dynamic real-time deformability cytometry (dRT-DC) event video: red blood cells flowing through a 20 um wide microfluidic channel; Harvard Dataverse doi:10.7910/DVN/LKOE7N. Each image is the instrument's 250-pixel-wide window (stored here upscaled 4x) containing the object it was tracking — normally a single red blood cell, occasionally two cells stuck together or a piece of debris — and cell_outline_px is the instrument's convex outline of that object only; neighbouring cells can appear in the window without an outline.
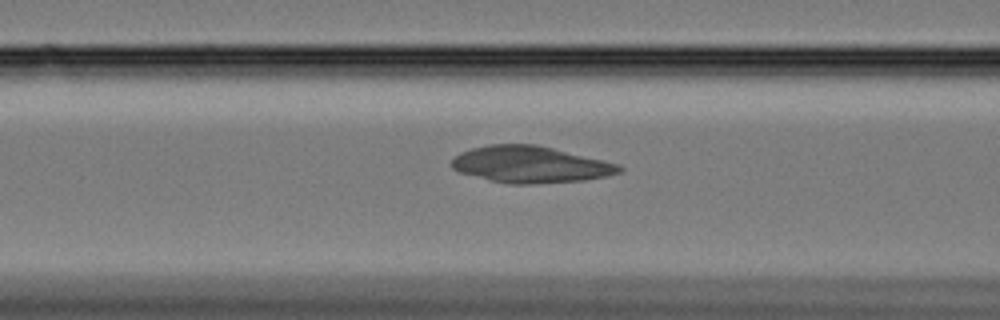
{"species": "Egyptian fruit bat (a non-hibernating species)", "species_latin": "Rousettus aegyptiacus", "temperature_condition": "cold", "stored_images_in_passage": 15, "camera_frame_rate_fps": 3000, "um_per_image_px": 0.085, "animal": {"sex": "female"}, "frame": {"image": 1, "passage_image": 13, "time_ms": 4.0, "image_size_px": [1000, 320], "cell_outline_px": [[624, 168], [620, 172], [604, 176], [584, 180], [532, 184], [508, 184], [460, 172], [452, 168], [452, 160], [460, 152], [472, 148], [488, 144], [536, 144], [620, 164]], "centroid_in_image_um": [45.09, 13.97], "position_along_channel_um": 121.5, "area_um2": 35.49}}